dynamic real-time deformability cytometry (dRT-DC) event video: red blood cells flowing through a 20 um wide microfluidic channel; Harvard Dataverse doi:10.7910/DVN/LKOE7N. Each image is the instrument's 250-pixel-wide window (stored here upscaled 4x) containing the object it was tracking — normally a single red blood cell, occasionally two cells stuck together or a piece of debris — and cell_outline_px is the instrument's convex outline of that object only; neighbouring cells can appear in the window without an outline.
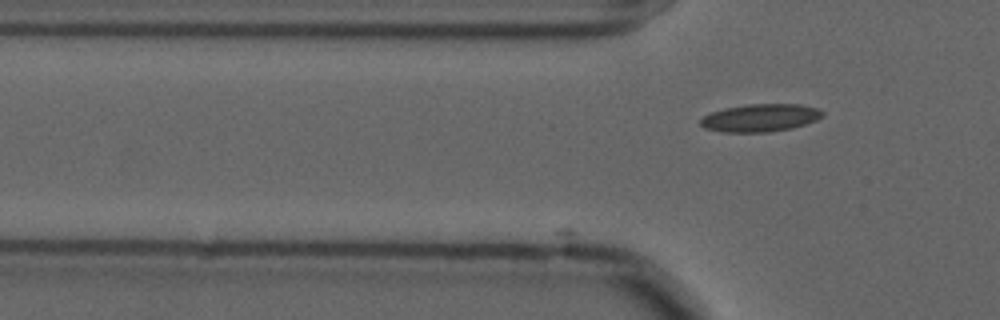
{"species": "common noctule bat (a hibernating species)", "species_latin": "Nyctalus noctula", "temperature_condition": "cold", "stored_images_in_passage": 4, "camera_frame_rate_fps": 3000, "um_per_image_px": 0.085, "animal": {"sex": "male", "forearm_length_mm": 52.5}, "frame": {"image": 1, "passage_image": 4, "time_ms": 1.0, "image_size_px": [1000, 320], "cell_outline_px": [[824, 116], [816, 120], [792, 128], [768, 132], [724, 132], [704, 128], [700, 124], [700, 120], [704, 116], [712, 112], [724, 108], [748, 104], [800, 104], [816, 108], [824, 112]], "centroid_in_image_um": [64.63, 10.01], "position_along_channel_um": 61.2, "area_um2": 19.65}}